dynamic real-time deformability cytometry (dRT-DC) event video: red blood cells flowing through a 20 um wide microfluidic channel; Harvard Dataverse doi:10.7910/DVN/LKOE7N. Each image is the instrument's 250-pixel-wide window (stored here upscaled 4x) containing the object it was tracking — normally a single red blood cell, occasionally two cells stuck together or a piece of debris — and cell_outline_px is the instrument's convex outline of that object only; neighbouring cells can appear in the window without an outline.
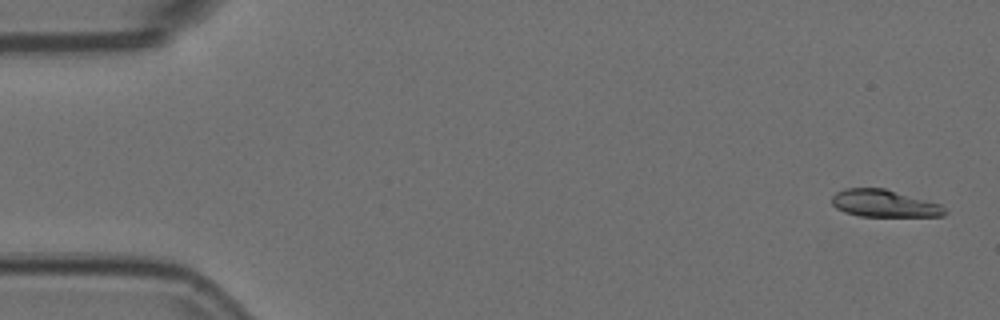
{"species": "Egyptian fruit bat (a non-hibernating species)", "species_latin": "Rousettus aegyptiacus", "temperature_condition": "room temperature", "stored_images_in_passage": 5, "camera_frame_rate_fps": 3000, "um_per_image_px": 0.085, "animal": {"sex": "female"}, "frame": {"image": 1, "passage_image": 1, "time_ms": 0.0, "image_size_px": [1000, 320], "cell_outline_px": [[948, 212], [944, 216], [860, 216], [844, 212], [836, 208], [832, 204], [832, 196], [836, 192], [844, 188], [884, 188], [940, 204]], "centroid_in_image_um": [75.13, 17.29], "position_along_channel_um": 9.9, "area_um2": 17.86}}
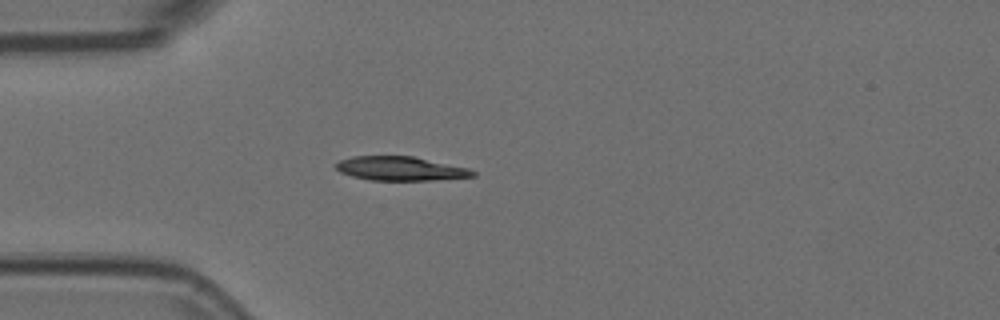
{"frame": {"image": 2, "passage_image": 5, "time_ms": 1.333, "image_size_px": [1000, 320], "cell_outline_px": [[476, 176], [432, 180], [368, 180], [352, 176], [340, 172], [336, 168], [336, 164], [340, 160], [352, 156], [412, 156], [468, 168], [476, 172]], "centroid_in_image_um": [34.02, 14.33], "position_along_channel_um": 51.0, "area_um2": 19.02}}